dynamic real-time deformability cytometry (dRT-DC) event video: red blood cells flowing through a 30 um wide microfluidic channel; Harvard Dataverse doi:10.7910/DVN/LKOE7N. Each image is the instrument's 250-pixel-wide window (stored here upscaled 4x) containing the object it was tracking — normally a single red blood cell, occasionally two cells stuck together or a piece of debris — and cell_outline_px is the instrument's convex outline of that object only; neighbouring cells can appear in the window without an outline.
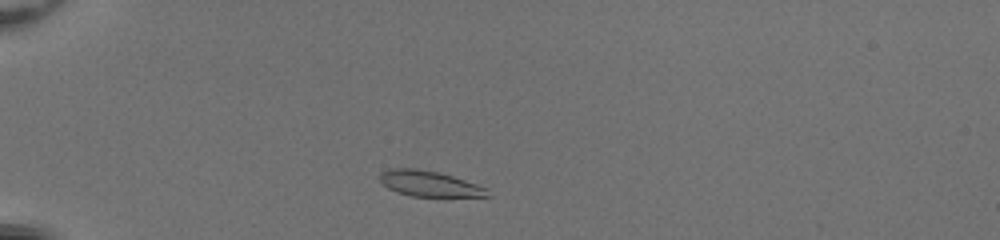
{"species": "common noctule bat (a hibernating species)", "species_latin": "Nyctalus noctula", "temperature_condition": "room temperature", "stored_images_in_passage": 40, "camera_frame_rate_fps": 3000, "um_per_image_px": 0.085, "animal": {"sex": "female", "body_mass_g": 20.0, "forearm_length_mm": 54.0}, "frame": {"image": 1, "passage_image": 4, "time_ms": 1.0, "image_size_px": [1000, 240], "cell_outline_px": [[492, 196], [412, 196], [396, 192], [388, 188], [380, 180], [380, 172], [388, 168], [416, 168], [440, 172], [488, 188]], "centroid_in_image_um": [36.48, 15.6], "position_along_channel_um": 48.5, "area_um2": 16.07}}
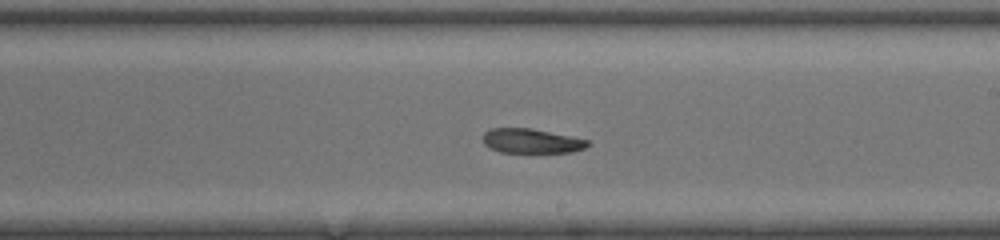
{"frame": {"image": 2, "passage_image": 21, "time_ms": 6.667, "image_size_px": [1000, 240], "cell_outline_px": [[592, 144], [584, 148], [572, 152], [500, 152], [488, 148], [484, 144], [484, 132], [488, 128], [532, 128], [572, 136], [588, 140]], "centroid_in_image_um": [45.17, 11.97], "position_along_channel_um": 243.8, "area_um2": 15.09}}
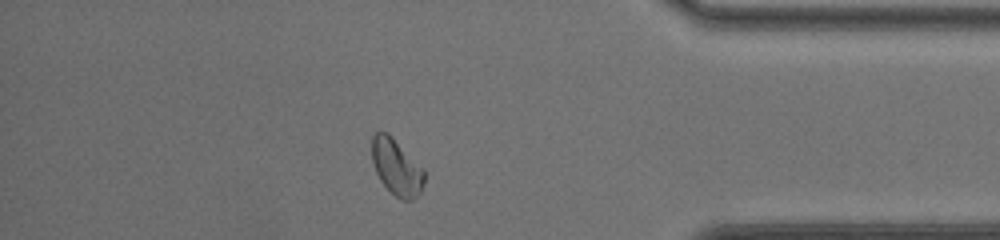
{"frame": {"image": 3, "passage_image": 34, "time_ms": 11.0, "image_size_px": [1000, 240], "cell_outline_px": [[424, 184], [420, 192], [412, 200], [400, 200], [380, 180], [376, 172], [372, 160], [372, 136], [376, 132], [388, 132], [424, 168]], "centroid_in_image_um": [33.72, 14.19], "position_along_channel_um": 401.5, "area_um2": 17.11}, "authors_computed_cell_mechanics": {"area_um2": 16.8198, "velocity_mm_per_s": 4.1384, "shape_relaxation_time_tau1_ms": null, "shape_relaxation_time_tau2_ms": 1.992, "deformation_change_tau1": null, "deformation_change_tau2": 0.0659}}